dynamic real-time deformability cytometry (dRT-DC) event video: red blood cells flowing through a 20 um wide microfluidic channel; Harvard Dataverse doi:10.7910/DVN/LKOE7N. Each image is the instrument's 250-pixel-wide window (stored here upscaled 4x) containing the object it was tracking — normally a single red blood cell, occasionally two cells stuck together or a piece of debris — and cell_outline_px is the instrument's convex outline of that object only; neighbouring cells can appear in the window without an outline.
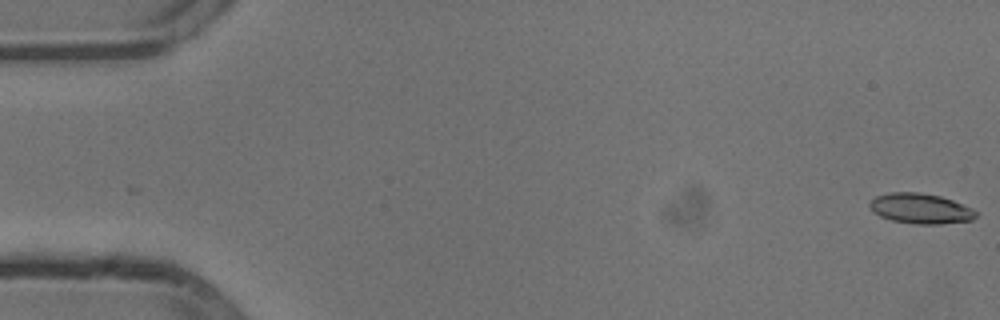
{"species": "common noctule bat (a hibernating species)", "species_latin": "Nyctalus noctula", "temperature_condition": "cold", "stored_images_in_passage": 49, "camera_frame_rate_fps": 3000, "um_per_image_px": 0.085, "animal": {"sex": "male", "body_mass_g": 13.3}, "frame": {"image": 1, "passage_image": 1, "time_ms": 0.0, "image_size_px": [1000, 320], "cell_outline_px": [[980, 212], [972, 220], [940, 224], [916, 224], [892, 220], [880, 216], [872, 212], [868, 204], [876, 196], [888, 192], [920, 192], [940, 196], [952, 200], [972, 208]], "centroid_in_image_um": [78.25, 17.72], "position_along_channel_um": 6.8, "area_um2": 18.84}}
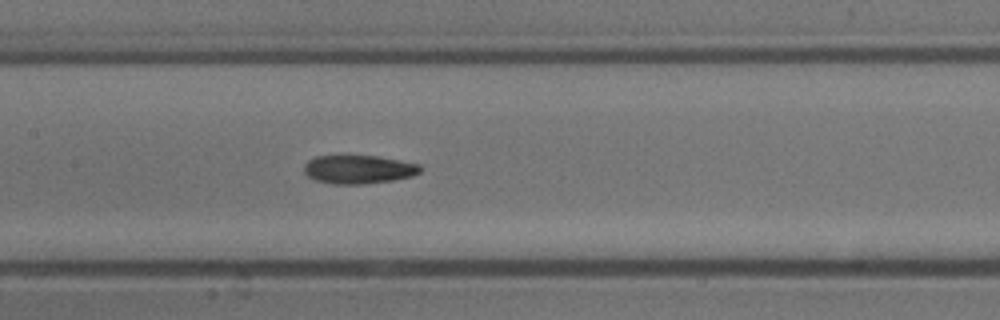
{"frame": {"image": 2, "passage_image": 26, "time_ms": 8.333, "image_size_px": [1000, 320], "cell_outline_px": [[424, 168], [420, 172], [412, 176], [392, 180], [364, 184], [332, 184], [316, 180], [308, 176], [304, 172], [304, 164], [308, 160], [316, 156], [348, 152], [376, 156], [420, 164]], "centroid_in_image_um": [30.44, 14.35], "position_along_channel_um": 177.0, "area_um2": 20.17}}
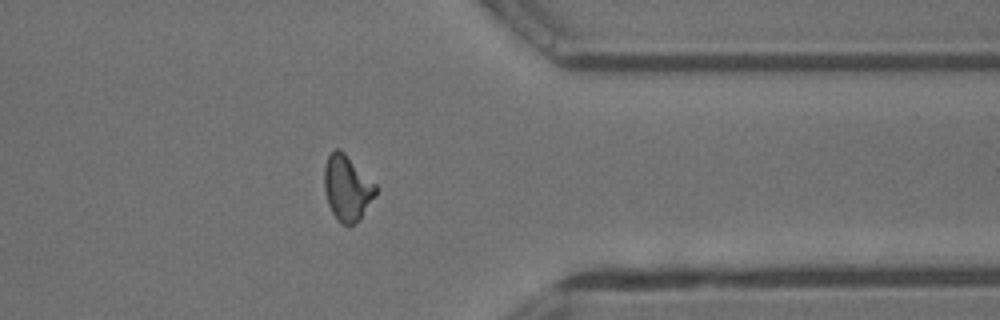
{"frame": {"image": 3, "passage_image": 43, "time_ms": 14.0, "image_size_px": [1000, 320], "cell_outline_px": [[376, 196], [360, 216], [352, 224], [340, 224], [332, 212], [328, 204], [324, 192], [324, 168], [328, 156], [336, 148], [340, 148], [376, 184]], "centroid_in_image_um": [29.48, 15.95], "position_along_channel_um": 381.9, "area_um2": 19.36}, "authors_computed_cell_mechanics": {"area_um2": 19.2474, "velocity_mm_per_s": 3.8141, "shape_relaxation_time_tau1_ms": 8.0973, "shape_relaxation_time_tau2_ms": 3.5508, "deformation_change_tau1": 0.2082, "deformation_change_tau2": 0.1148}}